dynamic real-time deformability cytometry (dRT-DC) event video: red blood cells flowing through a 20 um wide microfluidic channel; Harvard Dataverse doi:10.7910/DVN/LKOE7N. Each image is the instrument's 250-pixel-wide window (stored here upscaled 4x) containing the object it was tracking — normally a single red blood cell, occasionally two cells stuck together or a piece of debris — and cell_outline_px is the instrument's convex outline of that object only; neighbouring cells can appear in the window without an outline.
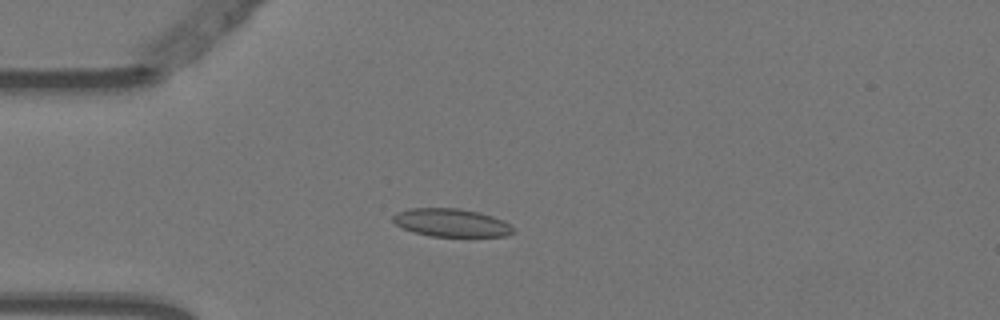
{"species": "Egyptian fruit bat (a non-hibernating species)", "species_latin": "Rousettus aegyptiacus", "temperature_condition": "warm", "stored_images_in_passage": 4, "camera_frame_rate_fps": 3000, "um_per_image_px": 0.085, "animal": {"sex": "female"}, "frame": {"image": 1, "passage_image": 3, "time_ms": 0.667, "image_size_px": [1000, 320], "cell_outline_px": [[516, 232], [508, 236], [432, 236], [412, 232], [396, 224], [392, 220], [392, 216], [396, 212], [408, 208], [460, 208], [480, 212], [504, 220], [516, 228]], "centroid_in_image_um": [38.4, 18.92], "position_along_channel_um": 46.6, "area_um2": 19.94}}